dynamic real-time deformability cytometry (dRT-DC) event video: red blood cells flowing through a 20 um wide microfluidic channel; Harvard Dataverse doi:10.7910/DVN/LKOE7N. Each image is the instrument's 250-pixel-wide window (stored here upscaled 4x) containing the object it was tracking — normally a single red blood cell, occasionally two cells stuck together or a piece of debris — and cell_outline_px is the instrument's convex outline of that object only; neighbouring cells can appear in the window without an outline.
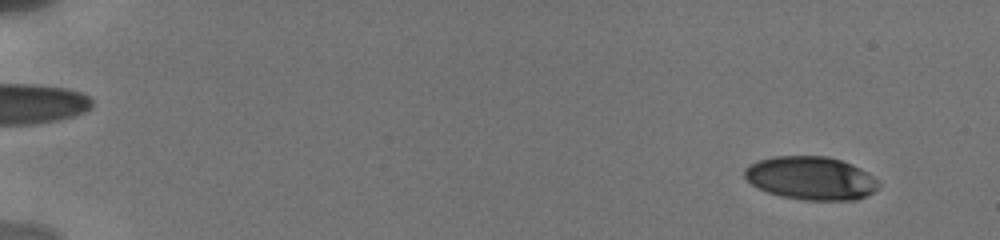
{"species": "human", "species_latin": "Homo sapiens", "temperature_condition": "cold", "stored_images_in_passage": 29, "camera_frame_rate_fps": 3000, "um_per_image_px": 0.085, "donor": {"sex": "male"}, "frame": {"image": 1, "passage_image": 4, "time_ms": 1.0, "image_size_px": [1000, 240], "cell_outline_px": [[880, 188], [856, 200], [804, 200], [780, 196], [768, 192], [752, 184], [744, 176], [744, 168], [748, 164], [756, 160], [772, 156], [828, 156], [852, 164], [868, 172], [880, 184]], "centroid_in_image_um": [68.91, 15.13], "position_along_channel_um": 16.1, "area_um2": 33.93}}
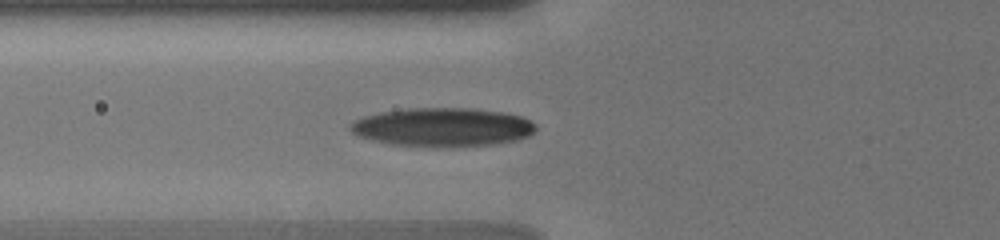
{"frame": {"image": 2, "passage_image": 18, "time_ms": 7.0, "image_size_px": [1000, 240], "cell_outline_px": [[536, 128], [528, 136], [516, 140], [492, 144], [392, 144], [360, 136], [352, 132], [348, 128], [348, 124], [364, 116], [380, 112], [408, 108], [472, 108], [504, 112], [520, 116], [532, 120], [536, 124]], "centroid_in_image_um": [37.64, 10.75], "position_along_channel_um": 88.2, "area_um2": 40.52}}
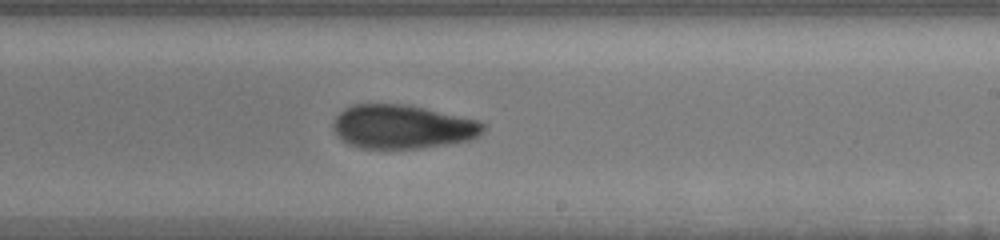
{"frame": {"image": 3, "passage_image": 29, "time_ms": 11.333, "image_size_px": [1000, 240], "cell_outline_px": [[484, 132], [468, 140], [448, 144], [420, 148], [360, 148], [348, 144], [340, 140], [336, 136], [332, 128], [332, 124], [336, 116], [344, 108], [352, 104], [408, 104], [476, 120], [484, 124]], "centroid_in_image_um": [34.14, 10.77], "position_along_channel_um": 254.9, "area_um2": 38.38}}